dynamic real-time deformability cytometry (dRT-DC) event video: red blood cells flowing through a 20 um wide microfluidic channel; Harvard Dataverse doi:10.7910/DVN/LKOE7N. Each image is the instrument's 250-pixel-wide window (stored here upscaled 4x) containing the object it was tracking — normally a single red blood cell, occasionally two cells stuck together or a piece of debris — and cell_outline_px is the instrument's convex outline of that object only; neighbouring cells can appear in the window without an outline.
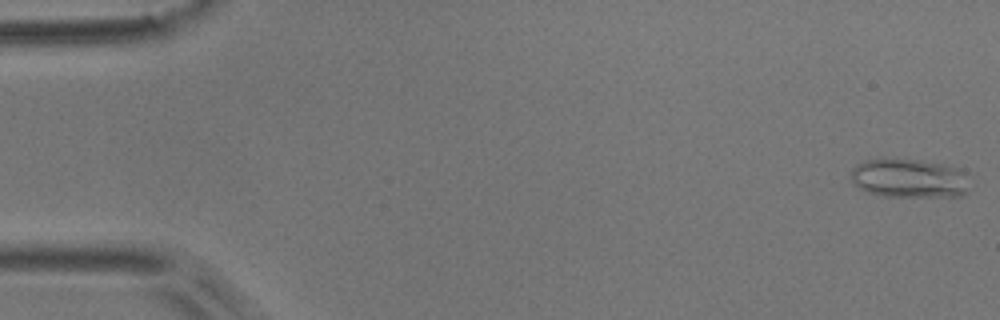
{"species": "common noctule bat (a hibernating species)", "species_latin": "Nyctalus noctula", "temperature_condition": "room temperature", "stored_images_in_passage": 5, "camera_frame_rate_fps": 3000, "um_per_image_px": 0.085, "animal": {"sex": "male", "body_mass_g": 17.9}, "frame": {"image": 1, "passage_image": 1, "time_ms": 0.0, "image_size_px": [1000, 320], "cell_outline_px": [[964, 196], [880, 196], [868, 192], [860, 188], [852, 180], [852, 168], [856, 164], [864, 160], [920, 160], [940, 164], [956, 168], [960, 172], [964, 188]], "centroid_in_image_um": [77.15, 15.17], "position_along_channel_um": 7.8, "area_um2": 25.78}}